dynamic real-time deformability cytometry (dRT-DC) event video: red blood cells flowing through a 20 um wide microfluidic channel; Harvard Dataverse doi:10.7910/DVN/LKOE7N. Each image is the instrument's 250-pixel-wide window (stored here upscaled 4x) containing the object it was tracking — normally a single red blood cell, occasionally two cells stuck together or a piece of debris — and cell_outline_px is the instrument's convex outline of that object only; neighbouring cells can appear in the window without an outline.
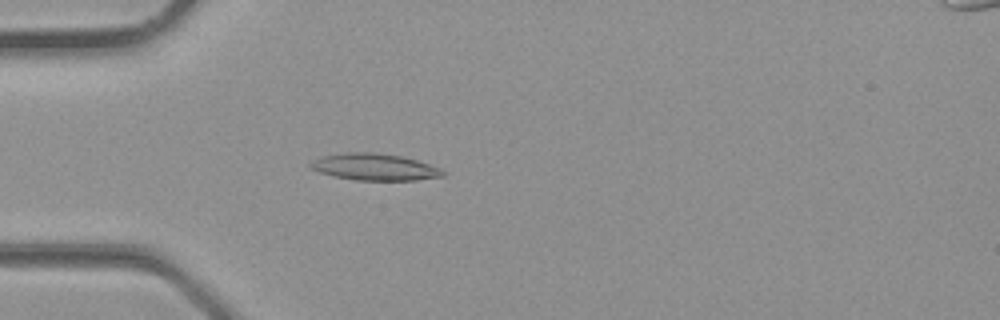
{"species": "common noctule bat (a hibernating species)", "species_latin": "Nyctalus noctula", "temperature_condition": "room temperature", "stored_images_in_passage": 32, "camera_frame_rate_fps": 3000, "um_per_image_px": 0.085, "animal": {"sex": "male", "body_mass_g": 23.1, "forearm_length_mm": 52.7}, "frame": {"image": 1, "passage_image": 8, "time_ms": 2.333, "image_size_px": [1000, 320], "cell_outline_px": [[448, 172], [444, 176], [416, 180], [356, 180], [336, 176], [320, 172], [312, 168], [308, 164], [312, 160], [320, 156], [344, 152], [372, 152], [400, 156], [416, 160], [440, 168]], "centroid_in_image_um": [31.84, 14.19], "position_along_channel_um": 53.2, "area_um2": 20.58}}
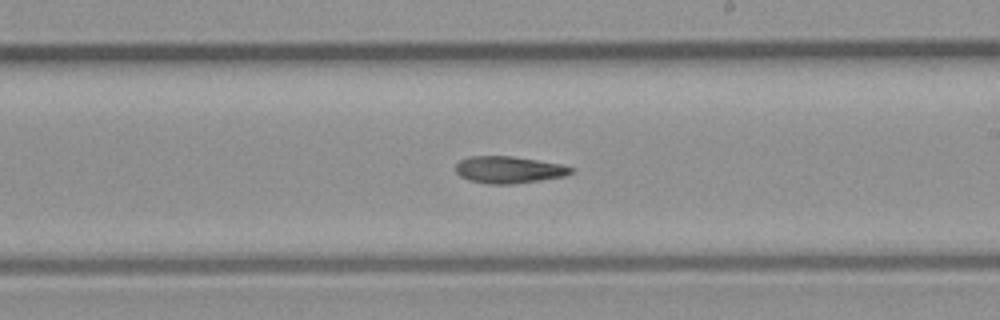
{"frame": {"image": 2, "passage_image": 18, "time_ms": 5.667, "image_size_px": [1000, 320], "cell_outline_px": [[572, 172], [564, 176], [540, 180], [512, 184], [488, 184], [468, 180], [460, 176], [456, 172], [456, 164], [460, 160], [468, 156], [512, 156], [560, 164], [572, 168]], "centroid_in_image_um": [43.19, 14.43], "position_along_channel_um": 245.8, "area_um2": 17.98}}
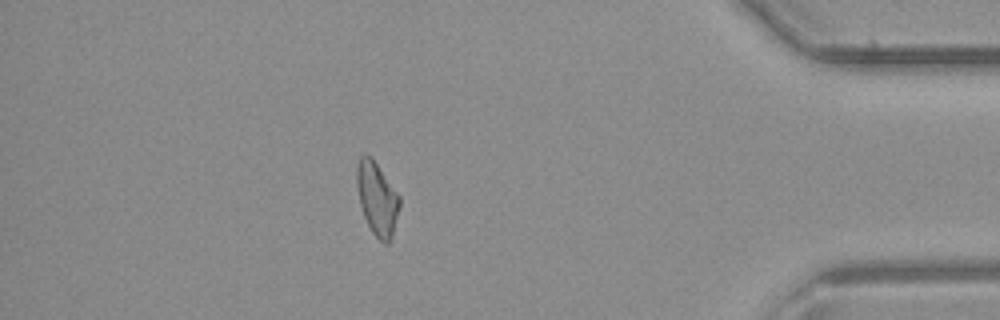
{"frame": {"image": 3, "passage_image": 28, "time_ms": 9.0, "image_size_px": [1000, 320], "cell_outline_px": [[400, 204], [392, 240], [388, 244], [384, 244], [372, 232], [364, 216], [360, 204], [356, 184], [356, 164], [360, 156], [372, 156], [400, 196]], "centroid_in_image_um": [32.06, 16.88], "position_along_channel_um": 403.1, "area_um2": 18.38}}